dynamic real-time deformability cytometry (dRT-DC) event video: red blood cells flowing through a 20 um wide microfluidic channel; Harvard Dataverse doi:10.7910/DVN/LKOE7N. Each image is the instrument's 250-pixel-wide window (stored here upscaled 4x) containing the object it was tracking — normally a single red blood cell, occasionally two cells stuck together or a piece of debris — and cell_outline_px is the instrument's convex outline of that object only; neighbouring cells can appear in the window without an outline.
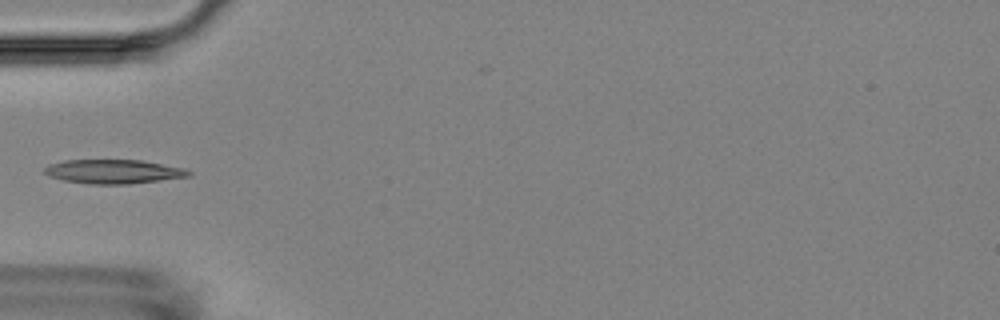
{"species": "Egyptian fruit bat (a non-hibernating species)", "species_latin": "Rousettus aegyptiacus", "temperature_condition": "room temperature", "stored_images_in_passage": 12, "camera_frame_rate_fps": 3000, "um_per_image_px": 0.085, "animal": {"sex": "female"}, "frame": {"image": 1, "passage_image": 2, "time_ms": 1.333, "image_size_px": [1000, 320], "cell_outline_px": [[192, 176], [128, 184], [92, 184], [64, 180], [48, 176], [44, 172], [44, 168], [52, 164], [64, 160], [140, 160], [184, 168], [192, 172]], "centroid_in_image_um": [9.67, 14.58], "position_along_channel_um": 75.3, "area_um2": 20.06}}
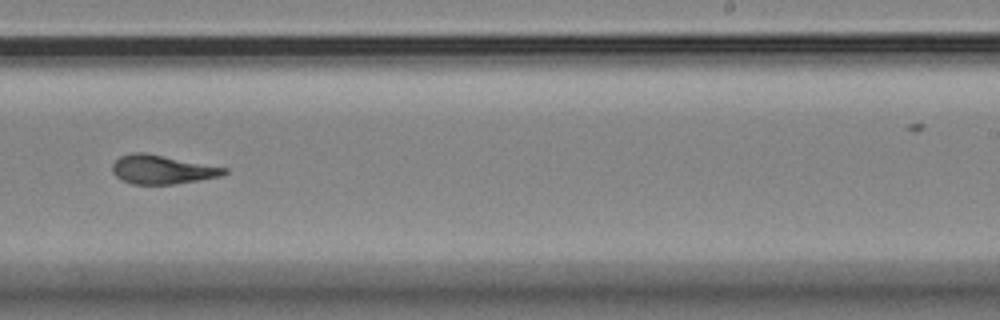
{"frame": {"image": 2, "passage_image": 7, "time_ms": 7.0, "image_size_px": [1000, 320], "cell_outline_px": [[228, 172], [224, 176], [176, 184], [132, 184], [116, 176], [112, 172], [112, 164], [120, 156], [132, 152], [144, 152], [228, 168]], "centroid_in_image_um": [13.81, 14.41], "position_along_channel_um": 275.2, "area_um2": 18.9}}
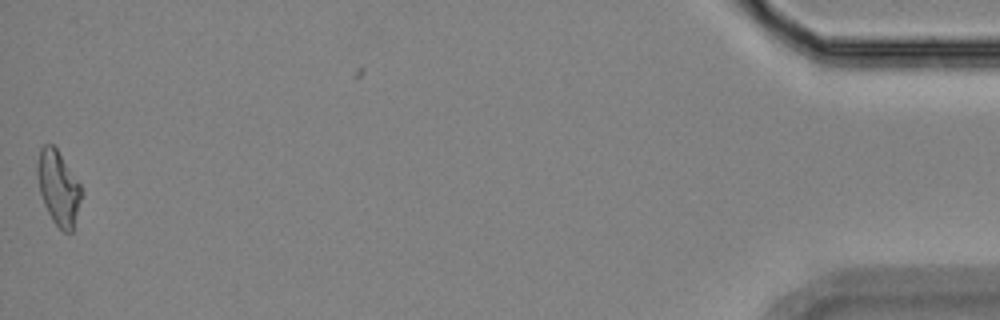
{"frame": {"image": 3, "passage_image": 12, "time_ms": 14.0, "image_size_px": [1000, 320], "cell_outline_px": [[80, 200], [72, 232], [64, 232], [52, 220], [44, 204], [40, 192], [36, 176], [36, 164], [40, 148], [44, 144], [52, 144], [56, 148], [80, 184]], "centroid_in_image_um": [4.91, 15.94], "position_along_channel_um": 430.3, "area_um2": 18.73}, "authors_computed_cell_mechanics": {"area_um2": 18.9295, "velocity_mm_per_s": 3.5221, "shape_relaxation_time_tau1_ms": 5.1613, "shape_relaxation_time_tau2_ms": 2.1927, "deformation_change_tau1": 0.1767, "deformation_change_tau2": 0.1025}}